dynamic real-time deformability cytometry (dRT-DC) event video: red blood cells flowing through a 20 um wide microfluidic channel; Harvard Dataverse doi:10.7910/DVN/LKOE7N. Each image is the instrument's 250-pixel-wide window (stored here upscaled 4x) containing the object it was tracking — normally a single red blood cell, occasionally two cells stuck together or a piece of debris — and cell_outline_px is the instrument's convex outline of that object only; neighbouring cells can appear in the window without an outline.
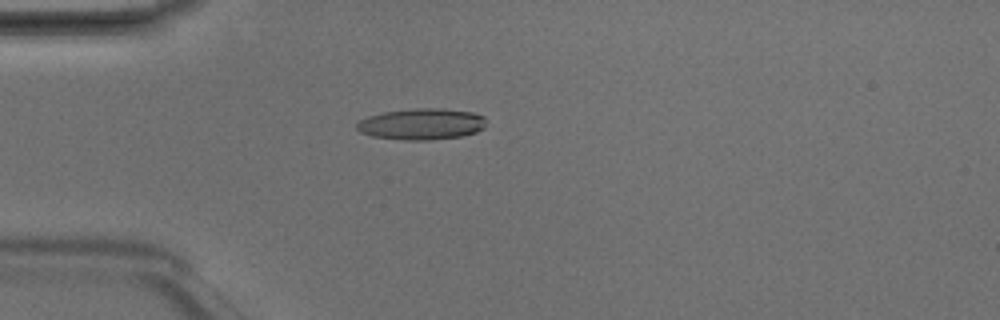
{"species": "Egyptian fruit bat (a non-hibernating species)", "species_latin": "Rousettus aegyptiacus", "temperature_condition": "room temperature", "stored_images_in_passage": 2, "camera_frame_rate_fps": 3000, "um_per_image_px": 0.085, "animal": {"sex": "male"}, "frame": {"image": 1, "passage_image": 1, "time_ms": 0.0, "image_size_px": [1000, 320], "cell_outline_px": [[484, 128], [476, 132], [460, 136], [428, 140], [404, 140], [372, 136], [360, 132], [356, 128], [356, 124], [360, 120], [368, 116], [384, 112], [416, 108], [444, 108], [472, 112], [484, 116]], "centroid_in_image_um": [35.82, 10.54], "position_along_channel_um": 49.2, "area_um2": 23.52}}